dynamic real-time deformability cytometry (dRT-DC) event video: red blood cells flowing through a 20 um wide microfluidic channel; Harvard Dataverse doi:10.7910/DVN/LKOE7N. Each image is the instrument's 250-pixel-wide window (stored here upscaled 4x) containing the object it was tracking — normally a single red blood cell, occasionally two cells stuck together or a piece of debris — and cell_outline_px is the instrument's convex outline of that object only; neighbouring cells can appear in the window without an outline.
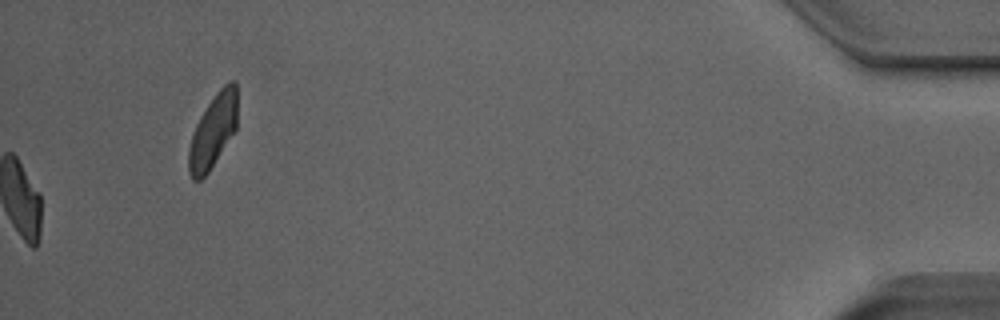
{"species": "Egyptian fruit bat (a non-hibernating species)", "species_latin": "Rousettus aegyptiacus", "temperature_condition": "room temperature", "stored_images_in_passage": 51, "camera_frame_rate_fps": 3000, "um_per_image_px": 0.085, "animal": {"sex": "male"}, "frame": {"image": 1, "passage_image": 51, "time_ms": 16.667, "image_size_px": [1000, 320], "cell_outline_px": [[236, 128], [208, 172], [200, 180], [192, 180], [188, 172], [188, 148], [196, 124], [200, 116], [216, 92], [228, 80], [236, 80]], "centroid_in_image_um": [18.08, 11.13], "position_along_channel_um": 417.1, "area_um2": 20.58}, "authors_computed_cell_mechanics": {"area_um2": 20.7502, "velocity_mm_per_s": 3.9759, "shape_relaxation_time_tau1_ms": 8.7266, "shape_relaxation_time_tau2_ms": 2.1829, "deformation_change_tau1": 0.238, "deformation_change_tau2": 0.1093}}